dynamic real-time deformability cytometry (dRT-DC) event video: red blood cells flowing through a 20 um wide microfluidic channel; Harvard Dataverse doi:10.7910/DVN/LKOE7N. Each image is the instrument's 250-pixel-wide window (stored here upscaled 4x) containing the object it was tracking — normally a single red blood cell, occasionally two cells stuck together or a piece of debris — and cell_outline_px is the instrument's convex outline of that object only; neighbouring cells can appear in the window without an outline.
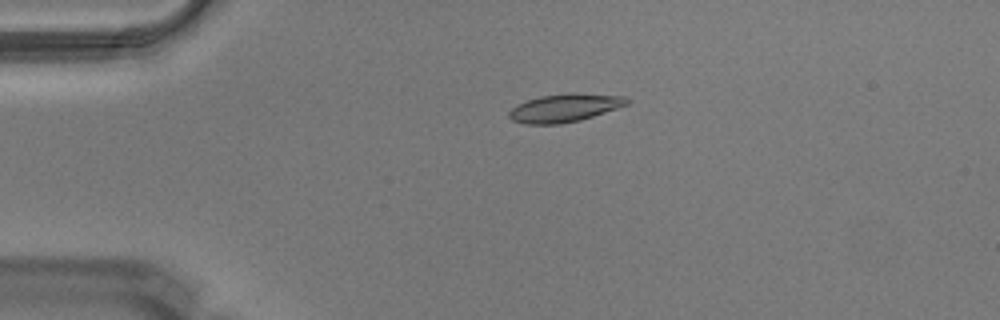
{"species": "Egyptian fruit bat (a non-hibernating species)", "species_latin": "Rousettus aegyptiacus", "temperature_condition": "warm", "stored_images_in_passage": 6, "camera_frame_rate_fps": 3000, "um_per_image_px": 0.085, "animal": {"sex": "male"}, "frame": {"image": 1, "passage_image": 3, "time_ms": 0.667, "image_size_px": [1000, 320], "cell_outline_px": [[628, 104], [580, 120], [560, 124], [524, 124], [512, 120], [508, 116], [508, 112], [516, 104], [540, 96], [624, 96], [628, 100]], "centroid_in_image_um": [47.86, 9.24], "position_along_channel_um": 37.1, "area_um2": 18.03}}